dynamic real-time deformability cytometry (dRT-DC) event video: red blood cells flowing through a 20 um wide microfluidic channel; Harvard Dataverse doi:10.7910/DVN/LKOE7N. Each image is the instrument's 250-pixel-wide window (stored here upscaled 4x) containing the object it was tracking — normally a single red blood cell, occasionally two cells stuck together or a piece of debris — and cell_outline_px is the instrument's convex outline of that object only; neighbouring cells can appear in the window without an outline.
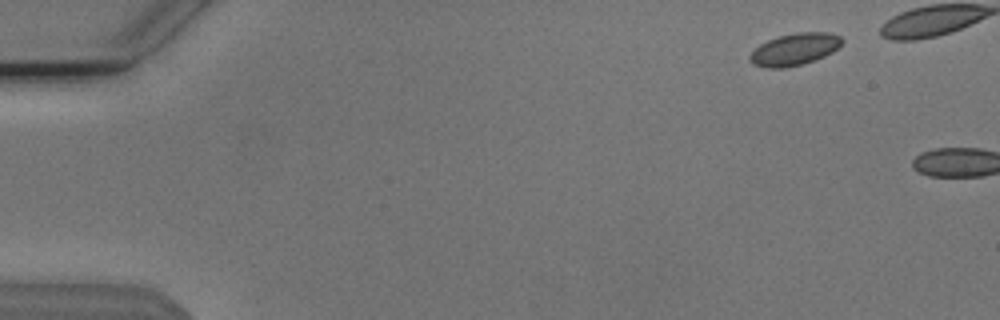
{"species": "Egyptian fruit bat (a non-hibernating species)", "species_latin": "Rousettus aegyptiacus", "temperature_condition": "cold", "stored_images_in_passage": 3, "camera_frame_rate_fps": 3000, "um_per_image_px": 0.085, "animal": {"sex": "male"}, "frame": {"image": 1, "passage_image": 1, "time_ms": 0.0, "image_size_px": [1000, 320], "cell_outline_px": [[844, 40], [832, 52], [824, 56], [800, 64], [784, 68], [768, 68], [752, 64], [748, 60], [748, 56], [760, 44], [768, 40], [780, 36], [796, 32], [828, 32], [840, 36]], "centroid_in_image_um": [67.51, 4.19], "position_along_channel_um": 17.5, "area_um2": 16.99}}